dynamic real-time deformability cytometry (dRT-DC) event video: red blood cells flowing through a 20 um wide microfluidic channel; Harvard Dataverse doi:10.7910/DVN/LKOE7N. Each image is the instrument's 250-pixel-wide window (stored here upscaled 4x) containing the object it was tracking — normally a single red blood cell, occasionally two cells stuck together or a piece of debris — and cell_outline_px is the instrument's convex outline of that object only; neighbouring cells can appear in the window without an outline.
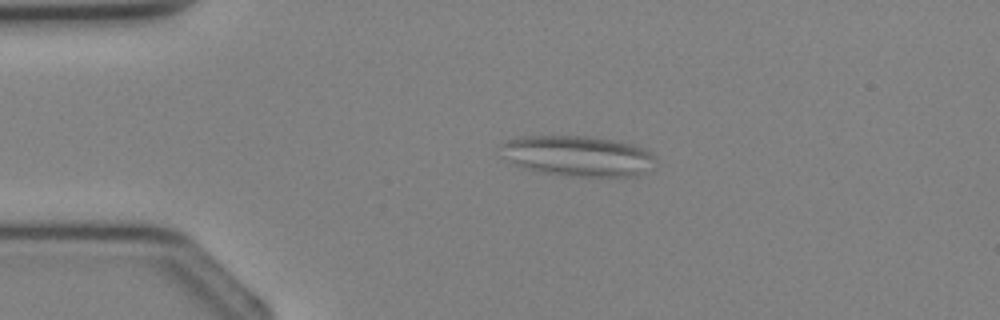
{"species": "Egyptian fruit bat (a non-hibernating species)", "species_latin": "Rousettus aegyptiacus", "temperature_condition": "cold", "stored_images_in_passage": 37, "camera_frame_rate_fps": 3000, "um_per_image_px": 0.085, "animal": {"sex": "female"}, "frame": {"image": 1, "passage_image": 7, "time_ms": 2.0, "image_size_px": [1000, 320], "cell_outline_px": [[656, 168], [644, 172], [628, 176], [568, 176], [540, 172], [524, 168], [512, 164], [500, 156], [500, 144], [508, 140], [524, 136], [588, 136], [636, 144], [648, 148], [656, 156]], "centroid_in_image_um": [49.14, 13.25], "position_along_channel_um": 35.9, "area_um2": 37.22}}
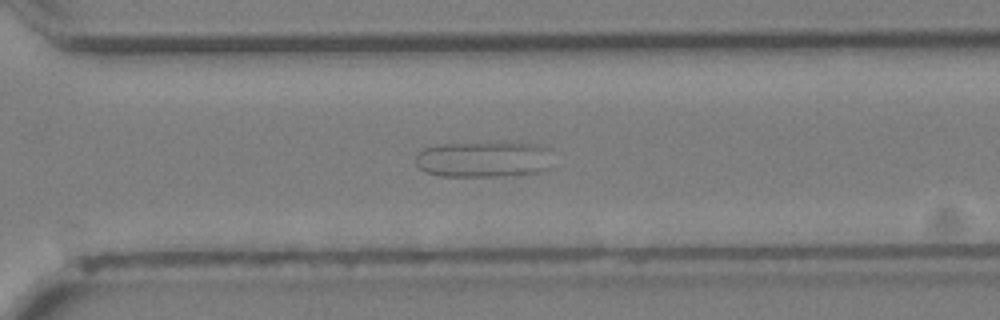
{"frame": {"image": 2, "passage_image": 26, "time_ms": 8.333, "image_size_px": [1000, 320], "cell_outline_px": [[556, 168], [540, 172], [496, 176], [440, 176], [424, 172], [416, 164], [416, 156], [424, 148], [440, 144], [540, 144], [544, 148]], "centroid_in_image_um": [41.12, 13.58], "position_along_channel_um": 329.5, "area_um2": 28.38}}
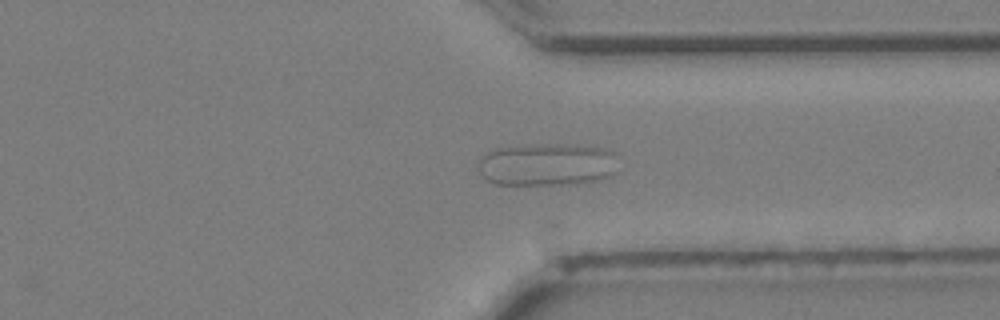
{"frame": {"image": 3, "passage_image": 28, "time_ms": 9.0, "image_size_px": [1000, 320], "cell_outline_px": [[616, 172], [600, 180], [576, 184], [496, 184], [488, 180], [476, 168], [476, 164], [488, 152], [496, 148], [580, 144], [604, 148], [616, 152]], "centroid_in_image_um": [46.56, 14.0], "position_along_channel_um": 364.8, "area_um2": 34.56}}